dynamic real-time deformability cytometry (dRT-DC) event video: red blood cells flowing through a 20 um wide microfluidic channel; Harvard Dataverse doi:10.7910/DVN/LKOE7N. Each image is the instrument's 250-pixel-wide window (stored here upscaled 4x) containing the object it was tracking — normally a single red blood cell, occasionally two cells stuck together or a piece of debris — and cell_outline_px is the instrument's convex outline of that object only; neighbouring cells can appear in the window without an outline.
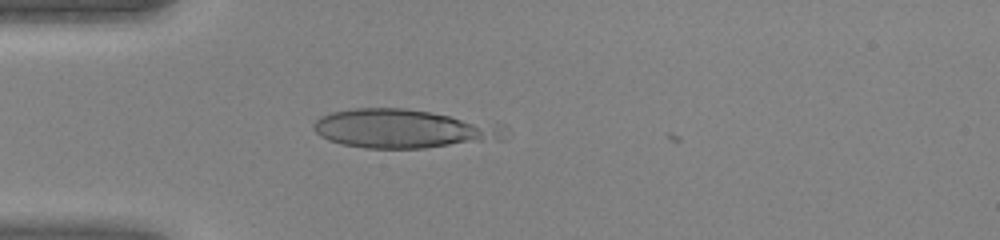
{"species": "human", "species_latin": "Homo sapiens", "temperature_condition": "warm", "stored_images_in_passage": 15, "camera_frame_rate_fps": 3000, "um_per_image_px": 0.085, "donor": {"sex": "female"}, "frame": {"image": 1, "passage_image": 13, "time_ms": 4.0, "image_size_px": [1000, 240], "cell_outline_px": [[504, 140], [424, 148], [364, 148], [344, 144], [328, 140], [320, 136], [316, 132], [312, 124], [320, 116], [332, 112], [356, 108], [404, 108], [504, 124]], "centroid_in_image_um": [34.32, 10.94], "position_along_channel_um": 50.7, "area_um2": 43.29}}